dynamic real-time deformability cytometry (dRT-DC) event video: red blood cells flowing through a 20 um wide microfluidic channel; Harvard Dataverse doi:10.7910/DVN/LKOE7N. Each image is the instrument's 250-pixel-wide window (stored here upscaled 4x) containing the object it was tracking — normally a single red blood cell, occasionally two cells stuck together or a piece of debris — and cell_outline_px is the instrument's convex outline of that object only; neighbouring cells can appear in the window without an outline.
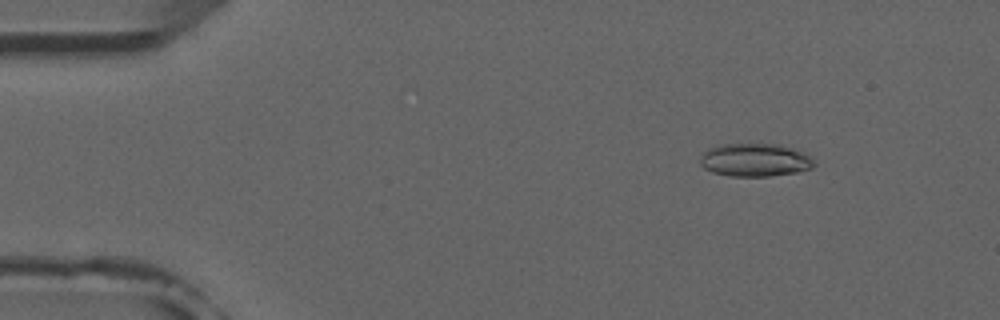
{"species": "common noctule bat (a hibernating species)", "species_latin": "Nyctalus noctula", "temperature_condition": "room temperature", "stored_images_in_passage": 7, "camera_frame_rate_fps": 3000, "um_per_image_px": 0.085, "animal": {"sex": "male", "forearm_length_mm": 52.5}, "frame": {"image": 1, "passage_image": 2, "time_ms": 1.333, "image_size_px": [1000, 320], "cell_outline_px": [[816, 164], [812, 168], [796, 172], [768, 176], [732, 176], [712, 172], [704, 168], [700, 164], [700, 156], [708, 148], [720, 144], [748, 140], [780, 144], [804, 152]], "centroid_in_image_um": [64.13, 13.54], "position_along_channel_um": 20.9, "area_um2": 22.83}}
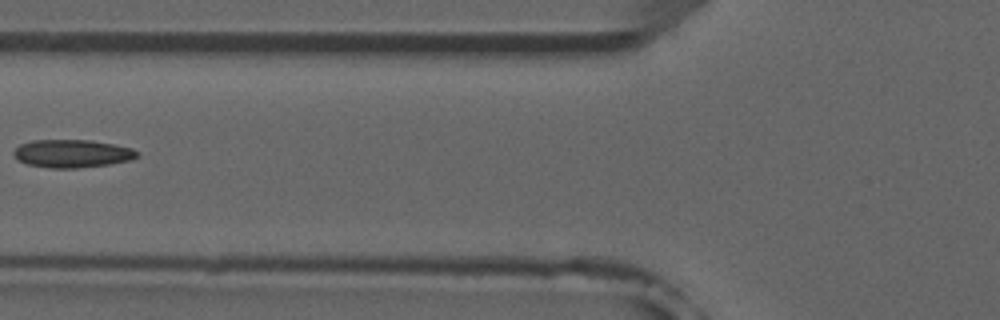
{"frame": {"image": 2, "passage_image": 6, "time_ms": 6.0, "image_size_px": [1000, 320], "cell_outline_px": [[140, 156], [132, 160], [108, 164], [76, 168], [52, 168], [28, 164], [20, 160], [12, 152], [20, 144], [32, 140], [92, 140], [132, 148], [140, 152]], "centroid_in_image_um": [6.18, 13.04], "position_along_channel_um": 119.6, "area_um2": 20.06}}
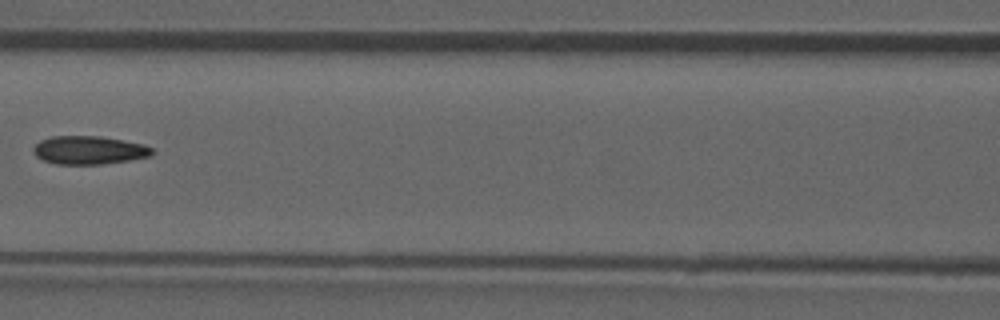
{"frame": {"image": 3, "passage_image": 7, "time_ms": 7.0, "image_size_px": [1000, 320], "cell_outline_px": [[152, 156], [128, 160], [100, 164], [56, 164], [44, 160], [36, 156], [32, 148], [40, 140], [52, 136], [100, 136], [144, 144], [152, 148]], "centroid_in_image_um": [7.55, 12.75], "position_along_channel_um": 159.0, "area_um2": 19.48}}